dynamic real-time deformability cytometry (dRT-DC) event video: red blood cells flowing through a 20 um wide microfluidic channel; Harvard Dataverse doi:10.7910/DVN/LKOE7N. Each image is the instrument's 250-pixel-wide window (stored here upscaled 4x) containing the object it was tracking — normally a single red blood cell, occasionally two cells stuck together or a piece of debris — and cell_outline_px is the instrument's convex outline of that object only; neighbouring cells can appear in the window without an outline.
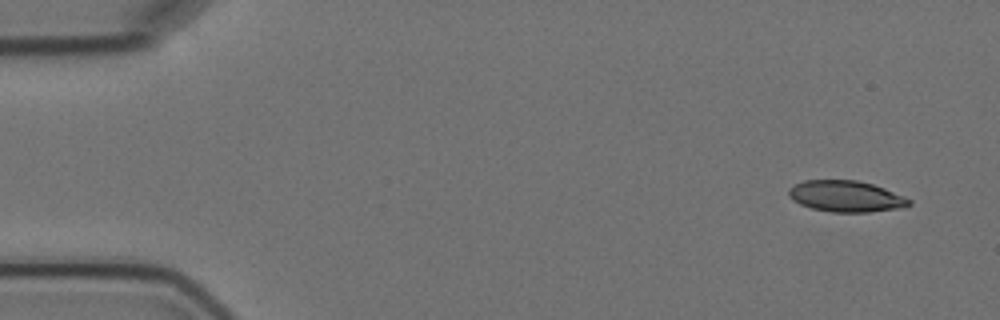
{"species": "Egyptian fruit bat (a non-hibernating species)", "species_latin": "Rousettus aegyptiacus", "temperature_condition": "cold", "stored_images_in_passage": 8, "camera_frame_rate_fps": 3000, "um_per_image_px": 0.085, "animal": {"sex": "female"}, "frame": {"image": 1, "passage_image": 1, "time_ms": 0.0, "image_size_px": [1000, 320], "cell_outline_px": [[912, 204], [900, 208], [868, 212], [832, 212], [812, 208], [800, 204], [792, 200], [788, 196], [788, 188], [804, 180], [856, 180], [872, 184], [884, 188], [904, 196], [912, 200]], "centroid_in_image_um": [71.9, 16.68], "position_along_channel_um": 13.1, "area_um2": 21.91}}
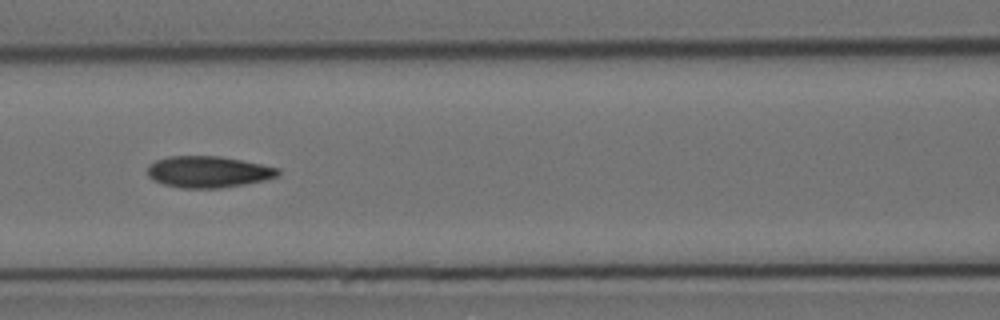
{"frame": {"image": 2, "passage_image": 7, "time_ms": 7.0, "image_size_px": [1000, 320], "cell_outline_px": [[280, 176], [264, 180], [244, 184], [220, 188], [180, 188], [164, 184], [152, 180], [148, 176], [148, 164], [156, 160], [168, 156], [220, 156], [280, 168]], "centroid_in_image_um": [17.69, 14.61], "position_along_channel_um": 148.9, "area_um2": 23.99}}
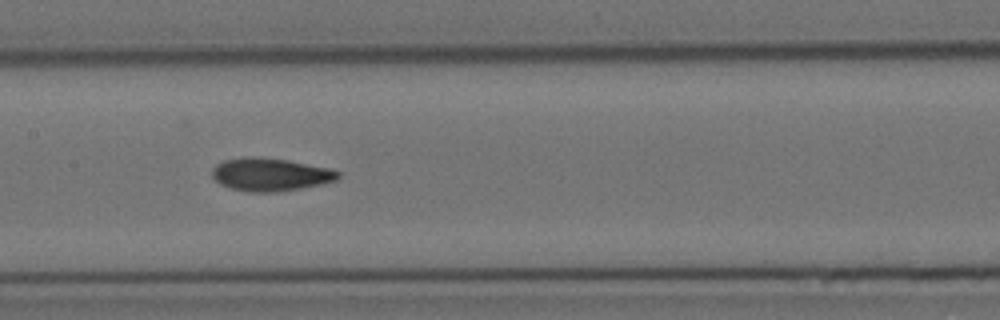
{"frame": {"image": 3, "passage_image": 8, "time_ms": 8.0, "image_size_px": [1000, 320], "cell_outline_px": [[340, 176], [336, 180], [320, 184], [300, 188], [276, 192], [248, 192], [228, 188], [220, 184], [212, 176], [212, 168], [216, 164], [224, 160], [244, 156], [248, 156], [288, 160], [328, 168], [340, 172]], "centroid_in_image_um": [22.93, 14.83], "position_along_channel_um": 184.5, "area_um2": 24.16}}